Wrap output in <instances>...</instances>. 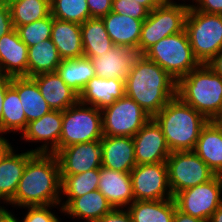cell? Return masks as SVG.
<instances>
[{"label":"cell","mask_w":222,"mask_h":222,"mask_svg":"<svg viewBox=\"0 0 222 222\" xmlns=\"http://www.w3.org/2000/svg\"><path fill=\"white\" fill-rule=\"evenodd\" d=\"M61 196L57 156L54 153H35L27 161L16 193L9 204L14 208L60 205Z\"/></svg>","instance_id":"6da1fadb"},{"label":"cell","mask_w":222,"mask_h":222,"mask_svg":"<svg viewBox=\"0 0 222 222\" xmlns=\"http://www.w3.org/2000/svg\"><path fill=\"white\" fill-rule=\"evenodd\" d=\"M177 81L162 67L139 55L125 79V95L154 117L176 96Z\"/></svg>","instance_id":"7a4b0ae2"},{"label":"cell","mask_w":222,"mask_h":222,"mask_svg":"<svg viewBox=\"0 0 222 222\" xmlns=\"http://www.w3.org/2000/svg\"><path fill=\"white\" fill-rule=\"evenodd\" d=\"M160 125L171 152L194 151L208 119L177 95L154 117Z\"/></svg>","instance_id":"3957f363"},{"label":"cell","mask_w":222,"mask_h":222,"mask_svg":"<svg viewBox=\"0 0 222 222\" xmlns=\"http://www.w3.org/2000/svg\"><path fill=\"white\" fill-rule=\"evenodd\" d=\"M176 95L210 121L222 113V76L200 64L177 81Z\"/></svg>","instance_id":"277c9868"},{"label":"cell","mask_w":222,"mask_h":222,"mask_svg":"<svg viewBox=\"0 0 222 222\" xmlns=\"http://www.w3.org/2000/svg\"><path fill=\"white\" fill-rule=\"evenodd\" d=\"M185 31L194 57L200 64L209 62L222 49V15L189 7Z\"/></svg>","instance_id":"5b68a950"},{"label":"cell","mask_w":222,"mask_h":222,"mask_svg":"<svg viewBox=\"0 0 222 222\" xmlns=\"http://www.w3.org/2000/svg\"><path fill=\"white\" fill-rule=\"evenodd\" d=\"M143 55L162 67L176 81L200 65L194 57L185 30L161 39Z\"/></svg>","instance_id":"8992f818"},{"label":"cell","mask_w":222,"mask_h":222,"mask_svg":"<svg viewBox=\"0 0 222 222\" xmlns=\"http://www.w3.org/2000/svg\"><path fill=\"white\" fill-rule=\"evenodd\" d=\"M190 4L160 3L143 21L137 52L143 55L161 39L185 30Z\"/></svg>","instance_id":"52a82bcc"},{"label":"cell","mask_w":222,"mask_h":222,"mask_svg":"<svg viewBox=\"0 0 222 222\" xmlns=\"http://www.w3.org/2000/svg\"><path fill=\"white\" fill-rule=\"evenodd\" d=\"M102 111L78 101L63 111L59 150L73 144L101 140Z\"/></svg>","instance_id":"ba28073f"},{"label":"cell","mask_w":222,"mask_h":222,"mask_svg":"<svg viewBox=\"0 0 222 222\" xmlns=\"http://www.w3.org/2000/svg\"><path fill=\"white\" fill-rule=\"evenodd\" d=\"M166 164L173 197L180 191L207 183L216 176L194 151L171 152Z\"/></svg>","instance_id":"9c48e42d"},{"label":"cell","mask_w":222,"mask_h":222,"mask_svg":"<svg viewBox=\"0 0 222 222\" xmlns=\"http://www.w3.org/2000/svg\"><path fill=\"white\" fill-rule=\"evenodd\" d=\"M103 135L133 137L151 116L124 95L102 110Z\"/></svg>","instance_id":"30bf717a"},{"label":"cell","mask_w":222,"mask_h":222,"mask_svg":"<svg viewBox=\"0 0 222 222\" xmlns=\"http://www.w3.org/2000/svg\"><path fill=\"white\" fill-rule=\"evenodd\" d=\"M177 208L201 220H209L222 205V176L216 175L207 183L178 192L174 196Z\"/></svg>","instance_id":"8fae6325"},{"label":"cell","mask_w":222,"mask_h":222,"mask_svg":"<svg viewBox=\"0 0 222 222\" xmlns=\"http://www.w3.org/2000/svg\"><path fill=\"white\" fill-rule=\"evenodd\" d=\"M135 201L174 198L166 162L136 165L130 172Z\"/></svg>","instance_id":"7c38bea8"},{"label":"cell","mask_w":222,"mask_h":222,"mask_svg":"<svg viewBox=\"0 0 222 222\" xmlns=\"http://www.w3.org/2000/svg\"><path fill=\"white\" fill-rule=\"evenodd\" d=\"M60 175H76L102 166L101 140L73 144L56 154Z\"/></svg>","instance_id":"4fadbf2b"},{"label":"cell","mask_w":222,"mask_h":222,"mask_svg":"<svg viewBox=\"0 0 222 222\" xmlns=\"http://www.w3.org/2000/svg\"><path fill=\"white\" fill-rule=\"evenodd\" d=\"M137 165L166 162L171 151L160 125L151 117L133 136Z\"/></svg>","instance_id":"5bb4252c"},{"label":"cell","mask_w":222,"mask_h":222,"mask_svg":"<svg viewBox=\"0 0 222 222\" xmlns=\"http://www.w3.org/2000/svg\"><path fill=\"white\" fill-rule=\"evenodd\" d=\"M62 120L63 111L51 110L41 118L29 122L21 138L28 142H43L40 147L30 149L34 153L56 154L59 151Z\"/></svg>","instance_id":"9a60e30c"},{"label":"cell","mask_w":222,"mask_h":222,"mask_svg":"<svg viewBox=\"0 0 222 222\" xmlns=\"http://www.w3.org/2000/svg\"><path fill=\"white\" fill-rule=\"evenodd\" d=\"M11 143L0 154V202L7 205L14 197L27 161L35 154L27 152L16 153Z\"/></svg>","instance_id":"2e32d148"},{"label":"cell","mask_w":222,"mask_h":222,"mask_svg":"<svg viewBox=\"0 0 222 222\" xmlns=\"http://www.w3.org/2000/svg\"><path fill=\"white\" fill-rule=\"evenodd\" d=\"M98 190L113 208H127L134 201L130 172L111 170L104 166L99 168Z\"/></svg>","instance_id":"e0dca14e"},{"label":"cell","mask_w":222,"mask_h":222,"mask_svg":"<svg viewBox=\"0 0 222 222\" xmlns=\"http://www.w3.org/2000/svg\"><path fill=\"white\" fill-rule=\"evenodd\" d=\"M28 46L14 28L0 38L1 74L9 77H27Z\"/></svg>","instance_id":"ac0fdd59"},{"label":"cell","mask_w":222,"mask_h":222,"mask_svg":"<svg viewBox=\"0 0 222 222\" xmlns=\"http://www.w3.org/2000/svg\"><path fill=\"white\" fill-rule=\"evenodd\" d=\"M138 56L137 50L133 47L114 45L106 54L91 58V61L96 76L125 80Z\"/></svg>","instance_id":"d6986e66"},{"label":"cell","mask_w":222,"mask_h":222,"mask_svg":"<svg viewBox=\"0 0 222 222\" xmlns=\"http://www.w3.org/2000/svg\"><path fill=\"white\" fill-rule=\"evenodd\" d=\"M102 166L120 172H131L137 165L133 137L106 136L101 139Z\"/></svg>","instance_id":"ffe728a7"},{"label":"cell","mask_w":222,"mask_h":222,"mask_svg":"<svg viewBox=\"0 0 222 222\" xmlns=\"http://www.w3.org/2000/svg\"><path fill=\"white\" fill-rule=\"evenodd\" d=\"M125 95V80L92 77L79 95V101L97 109L112 105Z\"/></svg>","instance_id":"44dd1931"},{"label":"cell","mask_w":222,"mask_h":222,"mask_svg":"<svg viewBox=\"0 0 222 222\" xmlns=\"http://www.w3.org/2000/svg\"><path fill=\"white\" fill-rule=\"evenodd\" d=\"M52 110L64 111L79 101V95L55 72L31 77Z\"/></svg>","instance_id":"7402d4cb"},{"label":"cell","mask_w":222,"mask_h":222,"mask_svg":"<svg viewBox=\"0 0 222 222\" xmlns=\"http://www.w3.org/2000/svg\"><path fill=\"white\" fill-rule=\"evenodd\" d=\"M101 19L114 45L130 46L136 50L138 49L144 20L120 15L112 11Z\"/></svg>","instance_id":"603a6c76"},{"label":"cell","mask_w":222,"mask_h":222,"mask_svg":"<svg viewBox=\"0 0 222 222\" xmlns=\"http://www.w3.org/2000/svg\"><path fill=\"white\" fill-rule=\"evenodd\" d=\"M51 40L57 47L62 60L84 56L81 24L63 21L53 17Z\"/></svg>","instance_id":"cb8c5ba5"},{"label":"cell","mask_w":222,"mask_h":222,"mask_svg":"<svg viewBox=\"0 0 222 222\" xmlns=\"http://www.w3.org/2000/svg\"><path fill=\"white\" fill-rule=\"evenodd\" d=\"M113 209L112 205L97 189L74 198L64 209L66 216L74 219H83L86 222H97Z\"/></svg>","instance_id":"d4e9b609"},{"label":"cell","mask_w":222,"mask_h":222,"mask_svg":"<svg viewBox=\"0 0 222 222\" xmlns=\"http://www.w3.org/2000/svg\"><path fill=\"white\" fill-rule=\"evenodd\" d=\"M11 86L18 92L27 122L41 118L52 109L30 77H12Z\"/></svg>","instance_id":"484cf974"},{"label":"cell","mask_w":222,"mask_h":222,"mask_svg":"<svg viewBox=\"0 0 222 222\" xmlns=\"http://www.w3.org/2000/svg\"><path fill=\"white\" fill-rule=\"evenodd\" d=\"M194 152L216 175L222 176V134L211 120L202 128Z\"/></svg>","instance_id":"4316f807"},{"label":"cell","mask_w":222,"mask_h":222,"mask_svg":"<svg viewBox=\"0 0 222 222\" xmlns=\"http://www.w3.org/2000/svg\"><path fill=\"white\" fill-rule=\"evenodd\" d=\"M174 198L134 201L127 207L133 222H173L176 210Z\"/></svg>","instance_id":"83f0119b"},{"label":"cell","mask_w":222,"mask_h":222,"mask_svg":"<svg viewBox=\"0 0 222 222\" xmlns=\"http://www.w3.org/2000/svg\"><path fill=\"white\" fill-rule=\"evenodd\" d=\"M62 59L51 38L28 47L27 77L55 72Z\"/></svg>","instance_id":"f1b7e54d"},{"label":"cell","mask_w":222,"mask_h":222,"mask_svg":"<svg viewBox=\"0 0 222 222\" xmlns=\"http://www.w3.org/2000/svg\"><path fill=\"white\" fill-rule=\"evenodd\" d=\"M84 57L106 54L114 46L101 18H90L81 24Z\"/></svg>","instance_id":"f546056e"},{"label":"cell","mask_w":222,"mask_h":222,"mask_svg":"<svg viewBox=\"0 0 222 222\" xmlns=\"http://www.w3.org/2000/svg\"><path fill=\"white\" fill-rule=\"evenodd\" d=\"M56 72L78 95H80L89 80L96 76L91 59L84 56L62 60Z\"/></svg>","instance_id":"4dcf8cb0"},{"label":"cell","mask_w":222,"mask_h":222,"mask_svg":"<svg viewBox=\"0 0 222 222\" xmlns=\"http://www.w3.org/2000/svg\"><path fill=\"white\" fill-rule=\"evenodd\" d=\"M99 168L92 169L76 175H60L61 196L60 206L64 209L74 198L98 189ZM63 200V202H62Z\"/></svg>","instance_id":"1f68e13d"},{"label":"cell","mask_w":222,"mask_h":222,"mask_svg":"<svg viewBox=\"0 0 222 222\" xmlns=\"http://www.w3.org/2000/svg\"><path fill=\"white\" fill-rule=\"evenodd\" d=\"M14 28L41 20L51 14L50 0H6Z\"/></svg>","instance_id":"d6a6232c"},{"label":"cell","mask_w":222,"mask_h":222,"mask_svg":"<svg viewBox=\"0 0 222 222\" xmlns=\"http://www.w3.org/2000/svg\"><path fill=\"white\" fill-rule=\"evenodd\" d=\"M2 106L1 135L9 132L22 134L28 122L18 92L12 86L6 90Z\"/></svg>","instance_id":"836d02e7"},{"label":"cell","mask_w":222,"mask_h":222,"mask_svg":"<svg viewBox=\"0 0 222 222\" xmlns=\"http://www.w3.org/2000/svg\"><path fill=\"white\" fill-rule=\"evenodd\" d=\"M51 15L59 20L84 23L91 18L87 0H50Z\"/></svg>","instance_id":"e575fe53"},{"label":"cell","mask_w":222,"mask_h":222,"mask_svg":"<svg viewBox=\"0 0 222 222\" xmlns=\"http://www.w3.org/2000/svg\"><path fill=\"white\" fill-rule=\"evenodd\" d=\"M53 26V16L50 14L47 17L34 21L29 24L18 26L16 28L20 39L28 46L36 45L37 43L50 39Z\"/></svg>","instance_id":"d590c367"},{"label":"cell","mask_w":222,"mask_h":222,"mask_svg":"<svg viewBox=\"0 0 222 222\" xmlns=\"http://www.w3.org/2000/svg\"><path fill=\"white\" fill-rule=\"evenodd\" d=\"M112 12L139 20H145L149 14V11L136 0H113Z\"/></svg>","instance_id":"8d00e7d4"},{"label":"cell","mask_w":222,"mask_h":222,"mask_svg":"<svg viewBox=\"0 0 222 222\" xmlns=\"http://www.w3.org/2000/svg\"><path fill=\"white\" fill-rule=\"evenodd\" d=\"M59 206L60 212H63V209L60 205H45V206H26L23 209L27 208V212L22 218V222H56L59 217L54 212L51 211L55 207Z\"/></svg>","instance_id":"74e56055"},{"label":"cell","mask_w":222,"mask_h":222,"mask_svg":"<svg viewBox=\"0 0 222 222\" xmlns=\"http://www.w3.org/2000/svg\"><path fill=\"white\" fill-rule=\"evenodd\" d=\"M113 0H87L91 18H101L112 11Z\"/></svg>","instance_id":"f35d334b"},{"label":"cell","mask_w":222,"mask_h":222,"mask_svg":"<svg viewBox=\"0 0 222 222\" xmlns=\"http://www.w3.org/2000/svg\"><path fill=\"white\" fill-rule=\"evenodd\" d=\"M190 4L195 10L209 14L222 15V0H193ZM195 3V4H194Z\"/></svg>","instance_id":"ab89813d"},{"label":"cell","mask_w":222,"mask_h":222,"mask_svg":"<svg viewBox=\"0 0 222 222\" xmlns=\"http://www.w3.org/2000/svg\"><path fill=\"white\" fill-rule=\"evenodd\" d=\"M97 222H133L130 212L127 208H113Z\"/></svg>","instance_id":"60d3db41"},{"label":"cell","mask_w":222,"mask_h":222,"mask_svg":"<svg viewBox=\"0 0 222 222\" xmlns=\"http://www.w3.org/2000/svg\"><path fill=\"white\" fill-rule=\"evenodd\" d=\"M14 29L11 10L7 2L0 7V38Z\"/></svg>","instance_id":"b9f144b4"},{"label":"cell","mask_w":222,"mask_h":222,"mask_svg":"<svg viewBox=\"0 0 222 222\" xmlns=\"http://www.w3.org/2000/svg\"><path fill=\"white\" fill-rule=\"evenodd\" d=\"M12 77L0 74V135H1V119L3 110V101L5 98L6 90L11 86Z\"/></svg>","instance_id":"7bdbcfd3"},{"label":"cell","mask_w":222,"mask_h":222,"mask_svg":"<svg viewBox=\"0 0 222 222\" xmlns=\"http://www.w3.org/2000/svg\"><path fill=\"white\" fill-rule=\"evenodd\" d=\"M206 64L215 74L222 76V49Z\"/></svg>","instance_id":"ee69618b"},{"label":"cell","mask_w":222,"mask_h":222,"mask_svg":"<svg viewBox=\"0 0 222 222\" xmlns=\"http://www.w3.org/2000/svg\"><path fill=\"white\" fill-rule=\"evenodd\" d=\"M173 222H208V221L201 220V219L195 218L189 214L183 213L182 211H180L176 207Z\"/></svg>","instance_id":"f6af8a7d"},{"label":"cell","mask_w":222,"mask_h":222,"mask_svg":"<svg viewBox=\"0 0 222 222\" xmlns=\"http://www.w3.org/2000/svg\"><path fill=\"white\" fill-rule=\"evenodd\" d=\"M20 219L13 215L12 212H10L7 208L3 211V213L0 215V222H20Z\"/></svg>","instance_id":"bcb514c9"},{"label":"cell","mask_w":222,"mask_h":222,"mask_svg":"<svg viewBox=\"0 0 222 222\" xmlns=\"http://www.w3.org/2000/svg\"><path fill=\"white\" fill-rule=\"evenodd\" d=\"M139 4L144 6L149 12L156 8L160 2L158 0H136Z\"/></svg>","instance_id":"7dc6e473"},{"label":"cell","mask_w":222,"mask_h":222,"mask_svg":"<svg viewBox=\"0 0 222 222\" xmlns=\"http://www.w3.org/2000/svg\"><path fill=\"white\" fill-rule=\"evenodd\" d=\"M208 222H222V205L214 211Z\"/></svg>","instance_id":"c3c4849f"},{"label":"cell","mask_w":222,"mask_h":222,"mask_svg":"<svg viewBox=\"0 0 222 222\" xmlns=\"http://www.w3.org/2000/svg\"><path fill=\"white\" fill-rule=\"evenodd\" d=\"M7 137L0 135V154L4 151V149L10 144Z\"/></svg>","instance_id":"681fc988"},{"label":"cell","mask_w":222,"mask_h":222,"mask_svg":"<svg viewBox=\"0 0 222 222\" xmlns=\"http://www.w3.org/2000/svg\"><path fill=\"white\" fill-rule=\"evenodd\" d=\"M222 134V113L211 120Z\"/></svg>","instance_id":"f907efd6"},{"label":"cell","mask_w":222,"mask_h":222,"mask_svg":"<svg viewBox=\"0 0 222 222\" xmlns=\"http://www.w3.org/2000/svg\"><path fill=\"white\" fill-rule=\"evenodd\" d=\"M160 3H169L172 2L171 0H158Z\"/></svg>","instance_id":"816d5d0a"},{"label":"cell","mask_w":222,"mask_h":222,"mask_svg":"<svg viewBox=\"0 0 222 222\" xmlns=\"http://www.w3.org/2000/svg\"><path fill=\"white\" fill-rule=\"evenodd\" d=\"M5 208H6V207H4V205H3V206L0 205V215L3 213V211L5 210Z\"/></svg>","instance_id":"f5cc1de1"},{"label":"cell","mask_w":222,"mask_h":222,"mask_svg":"<svg viewBox=\"0 0 222 222\" xmlns=\"http://www.w3.org/2000/svg\"><path fill=\"white\" fill-rule=\"evenodd\" d=\"M6 2V0H0V7Z\"/></svg>","instance_id":"db71d44e"}]
</instances>
